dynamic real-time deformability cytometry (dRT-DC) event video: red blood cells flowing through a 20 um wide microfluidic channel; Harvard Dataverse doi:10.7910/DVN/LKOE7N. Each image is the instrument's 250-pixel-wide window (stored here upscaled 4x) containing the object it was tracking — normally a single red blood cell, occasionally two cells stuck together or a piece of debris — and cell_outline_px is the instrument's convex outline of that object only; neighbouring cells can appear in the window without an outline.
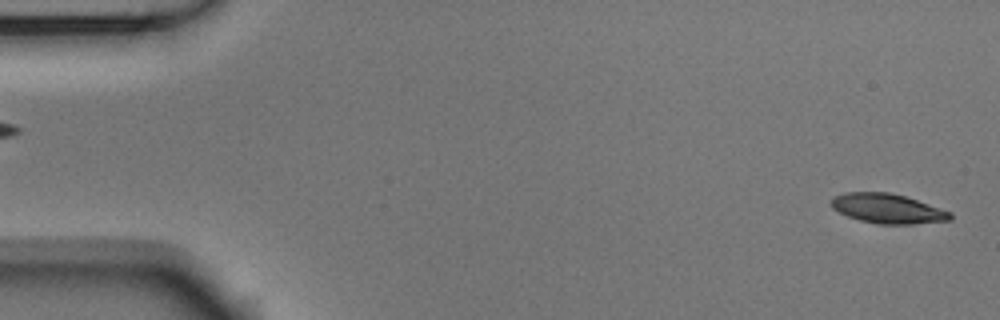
{"species": "Egyptian fruit bat (a non-hibernating species)", "species_latin": "Rousettus aegyptiacus", "temperature_condition": "room temperature", "stored_images_in_passage": 53, "camera_frame_rate_fps": 3000, "um_per_image_px": 0.085, "animal": {"sex": "male"}, "frame": {"image": 1, "passage_image": 1, "time_ms": 0.0, "image_size_px": [1000, 320], "cell_outline_px": [[952, 220], [912, 224], [880, 224], [860, 220], [848, 216], [832, 208], [832, 196], [844, 192], [892, 192], [952, 212]], "centroid_in_image_um": [75.45, 17.72], "position_along_channel_um": 9.6, "area_um2": 20.46}}
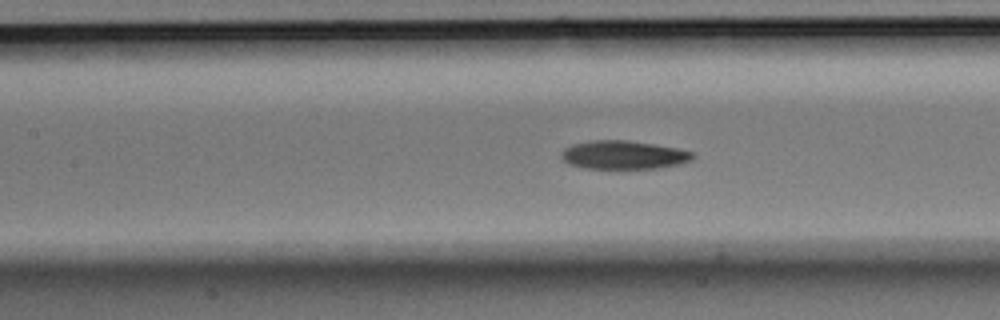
{"frame": {"image": 2, "passage_image": 23, "time_ms": 7.333, "image_size_px": [1000, 320], "cell_outline_px": [[696, 156], [692, 160], [680, 164], [656, 168], [584, 168], [568, 164], [560, 156], [560, 152], [564, 148], [572, 144], [592, 140], [628, 140], [676, 148], [696, 152]], "centroid_in_image_um": [53.0, 13.16], "position_along_channel_um": 154.4, "area_um2": 21.91}}
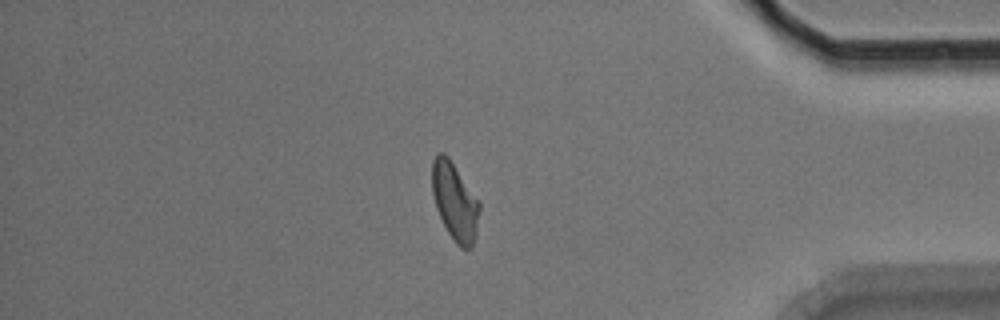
{"frame": {"image": 3, "passage_image": 45, "time_ms": 14.667, "image_size_px": [1000, 320], "cell_outline_px": [[480, 208], [476, 232], [472, 244], [468, 248], [460, 248], [456, 244], [448, 232], [436, 208], [432, 192], [432, 160], [436, 152], [444, 152], [448, 156], [480, 200]], "centroid_in_image_um": [38.65, 17.07], "position_along_channel_um": 396.5, "area_um2": 21.5}, "authors_computed_cell_mechanics": {"area_um2": 21.9062, "velocity_mm_per_s": 3.728, "shape_relaxation_time_tau1_ms": 5.0541, "shape_relaxation_time_tau2_ms": 6.3487, "deformation_change_tau1": 0.1587, "deformation_change_tau2": 0.141}}